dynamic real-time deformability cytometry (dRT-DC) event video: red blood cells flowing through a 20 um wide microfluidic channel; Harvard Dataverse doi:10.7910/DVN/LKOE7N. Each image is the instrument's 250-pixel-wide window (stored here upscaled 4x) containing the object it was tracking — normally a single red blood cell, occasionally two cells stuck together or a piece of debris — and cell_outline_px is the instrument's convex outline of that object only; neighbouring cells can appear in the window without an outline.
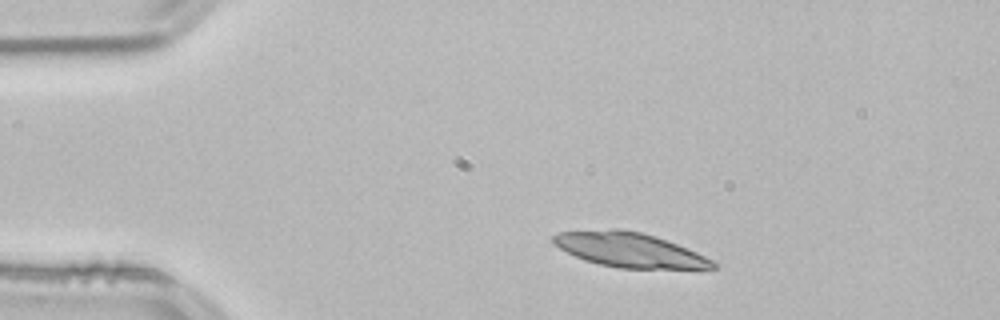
{"species": "common noctule bat (a hibernating species)", "species_latin": "Nyctalus noctula", "temperature_condition": "room temperature", "stored_images_in_passage": 44, "camera_frame_rate_fps": 3000, "um_per_image_px": 0.085, "animal": {"sex": "male", "body_mass_g": 21.5, "forearm_length_mm": 52.0}, "frame": {"image": 1, "passage_image": 1, "time_ms": 0.0, "image_size_px": [1000, 320], "cell_outline_px": [[716, 268], [620, 268], [600, 264], [584, 260], [552, 244], [552, 236], [560, 232], [612, 228], [620, 228], [640, 232], [676, 244], [696, 252], [712, 260], [716, 264]], "centroid_in_image_um": [53.44, 21.23], "position_along_channel_um": 31.6, "area_um2": 31.62}}